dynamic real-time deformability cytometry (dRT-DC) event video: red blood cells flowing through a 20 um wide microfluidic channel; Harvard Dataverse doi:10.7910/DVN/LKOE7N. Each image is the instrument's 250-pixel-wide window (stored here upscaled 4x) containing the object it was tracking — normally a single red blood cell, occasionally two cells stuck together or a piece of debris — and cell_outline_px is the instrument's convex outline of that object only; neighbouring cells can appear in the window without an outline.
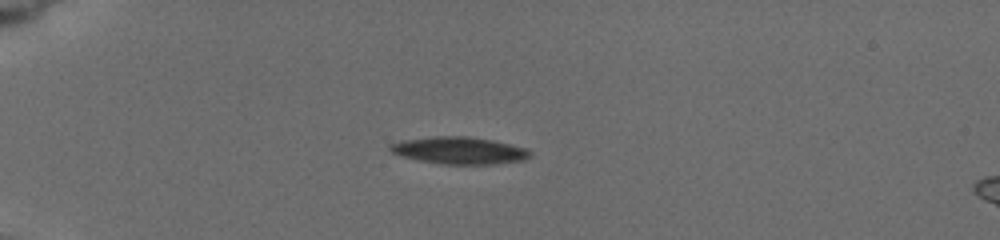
{"species": "common noctule bat (a hibernating species)", "species_latin": "Nyctalus noctula", "temperature_condition": "cold", "stored_images_in_passage": 9, "camera_frame_rate_fps": 3000, "um_per_image_px": 0.085, "animal": {"sex": "female", "body_mass_g": 19.5, "forearm_length_mm": 54.1}, "frame": {"image": 1, "passage_image": 7, "time_ms": 5.333, "image_size_px": [1000, 240], "cell_outline_px": [[532, 156], [524, 160], [492, 164], [444, 164], [420, 160], [404, 156], [392, 152], [388, 148], [392, 144], [404, 140], [432, 136], [468, 136], [492, 140], [528, 148], [532, 152]], "centroid_in_image_um": [39.11, 12.78], "position_along_channel_um": 45.9, "area_um2": 21.96}}